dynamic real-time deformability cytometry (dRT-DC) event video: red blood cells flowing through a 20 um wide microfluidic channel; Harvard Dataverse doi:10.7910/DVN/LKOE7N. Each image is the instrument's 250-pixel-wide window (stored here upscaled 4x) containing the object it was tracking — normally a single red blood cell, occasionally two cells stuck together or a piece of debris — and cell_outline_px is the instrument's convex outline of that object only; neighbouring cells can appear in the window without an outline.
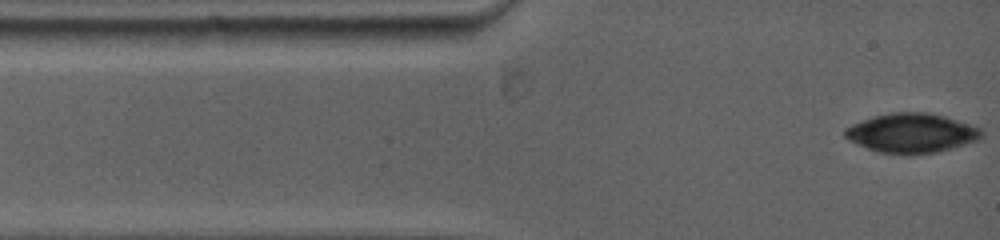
{"species": "common noctule bat (a hibernating species)", "species_latin": "Nyctalus noctula", "temperature_condition": "warm", "stored_images_in_passage": 3, "camera_frame_rate_fps": 5000, "um_per_image_px": 0.085, "animal": {"sex": "female", "body_mass_g": 19.0, "forearm_length_mm": 53.3}, "frame": {"image": 1, "passage_image": 1, "time_ms": 0.0, "image_size_px": [1000, 240], "cell_outline_px": [[980, 136], [976, 140], [964, 144], [936, 152], [908, 156], [876, 152], [848, 140], [844, 136], [844, 128], [852, 124], [876, 116], [892, 112], [924, 112], [944, 116], [980, 128]], "centroid_in_image_um": [77.41, 11.33], "position_along_channel_um": 7.6, "area_um2": 31.15}}